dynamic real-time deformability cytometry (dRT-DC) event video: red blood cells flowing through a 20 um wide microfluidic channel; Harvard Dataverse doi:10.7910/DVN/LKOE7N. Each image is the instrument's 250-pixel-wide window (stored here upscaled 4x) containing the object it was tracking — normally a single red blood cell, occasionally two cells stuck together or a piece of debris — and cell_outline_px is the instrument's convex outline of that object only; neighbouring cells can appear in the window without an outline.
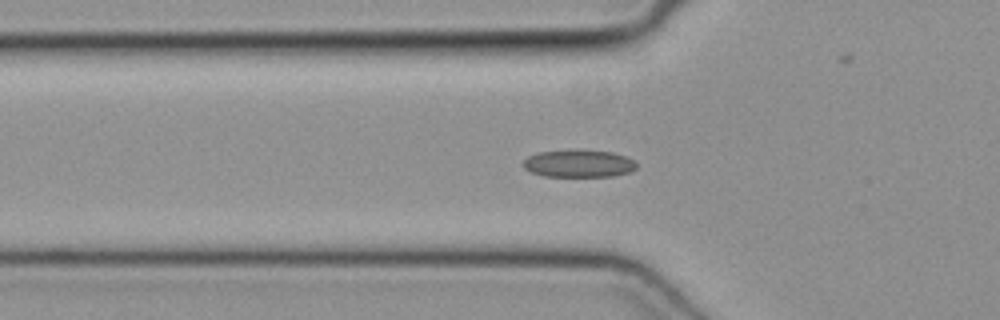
{"species": "common noctule bat (a hibernating species)", "species_latin": "Nyctalus noctula", "temperature_condition": "cold", "stored_images_in_passage": 51, "camera_frame_rate_fps": 3000, "um_per_image_px": 0.085, "animal": {"sex": "female", "body_mass_g": 19.3, "forearm_length_mm": 54.1}, "frame": {"image": 1, "passage_image": 17, "time_ms": 5.333, "image_size_px": [1000, 320], "cell_outline_px": [[636, 168], [632, 172], [612, 176], [544, 176], [532, 172], [524, 168], [520, 164], [528, 156], [540, 152], [612, 152], [624, 156], [632, 160], [636, 164]], "centroid_in_image_um": [49.18, 13.94], "position_along_channel_um": 76.6, "area_um2": 17.4}}
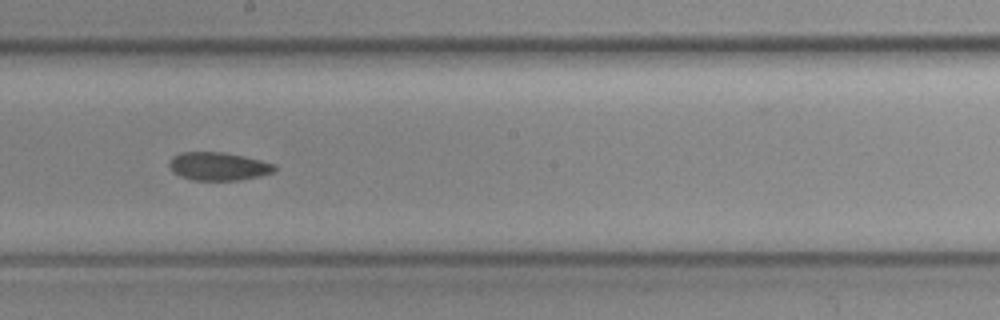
{"frame": {"image": 2, "passage_image": 28, "time_ms": 9.0, "image_size_px": [1000, 320], "cell_outline_px": [[276, 172], [260, 176], [240, 180], [192, 180], [180, 176], [172, 172], [168, 164], [168, 160], [172, 156], [180, 152], [224, 152], [244, 156], [276, 164]], "centroid_in_image_um": [18.55, 14.13], "position_along_channel_um": 229.6, "area_um2": 17.57}}
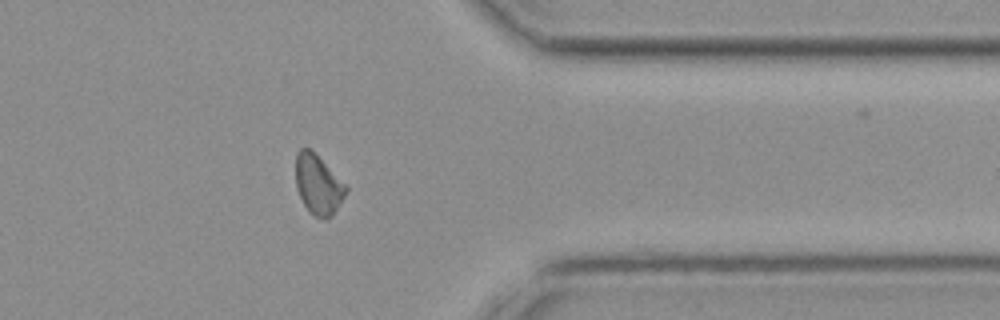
{"frame": {"image": 3, "passage_image": 40, "time_ms": 13.0, "image_size_px": [1000, 320], "cell_outline_px": [[348, 188], [344, 196], [332, 216], [328, 220], [324, 220], [312, 216], [304, 204], [296, 188], [296, 152], [300, 148], [308, 148], [348, 184]], "centroid_in_image_um": [27.06, 15.72], "position_along_channel_um": 384.3, "area_um2": 17.57}}